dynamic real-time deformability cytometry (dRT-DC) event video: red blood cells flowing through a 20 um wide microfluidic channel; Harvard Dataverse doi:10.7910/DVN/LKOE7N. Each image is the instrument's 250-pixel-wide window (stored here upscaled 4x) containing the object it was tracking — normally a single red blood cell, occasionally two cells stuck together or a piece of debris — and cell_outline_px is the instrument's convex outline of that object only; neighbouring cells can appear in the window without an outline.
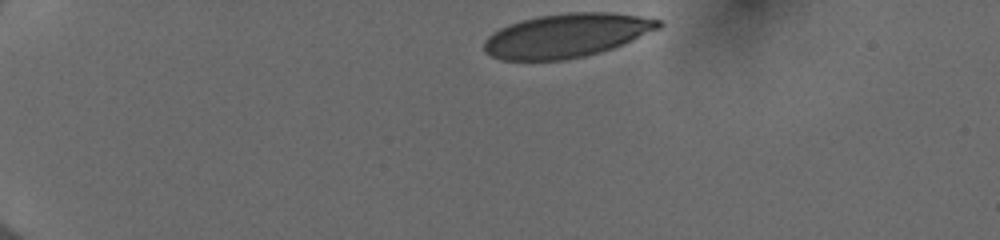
{"species": "human", "species_latin": "Homo sapiens", "temperature_condition": "cold", "stored_images_in_passage": 36, "camera_frame_rate_fps": 3000, "um_per_image_px": 0.085, "donor": {"sex": "female"}, "frame": {"image": 1, "passage_image": 1, "time_ms": 0.0, "image_size_px": [1000, 240], "cell_outline_px": [[664, 24], [660, 28], [624, 44], [600, 52], [584, 56], [564, 60], [500, 60], [484, 52], [484, 40], [492, 32], [508, 24], [540, 16], [568, 12], [608, 12], [640, 16], [660, 20]], "centroid_in_image_um": [48.15, 3.02], "position_along_channel_um": 36.8, "area_um2": 44.56}}
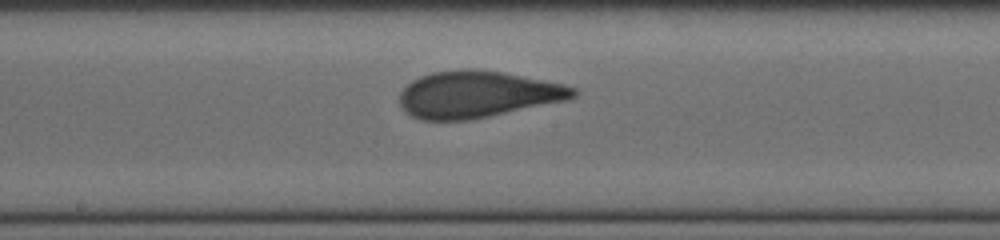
{"frame": {"image": 2, "passage_image": 20, "time_ms": 6.333, "image_size_px": [1000, 240], "cell_outline_px": [[580, 92], [576, 96], [568, 100], [468, 120], [420, 120], [404, 112], [400, 104], [400, 92], [412, 80], [420, 76], [432, 72], [468, 68], [504, 72], [564, 84], [576, 88]], "centroid_in_image_um": [40.59, 8.02], "position_along_channel_um": 207.6, "area_um2": 47.34}}
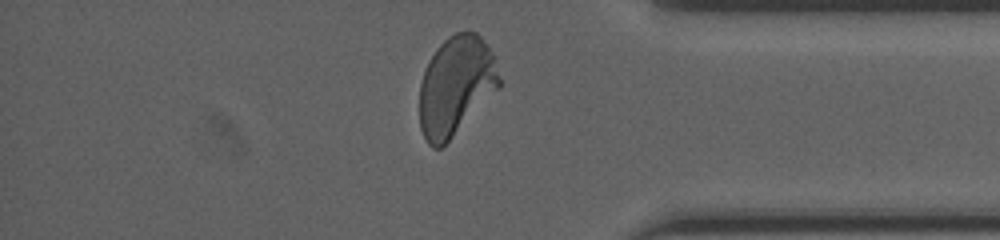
{"frame": {"image": 3, "passage_image": 35, "time_ms": 11.333, "image_size_px": [1000, 240], "cell_outline_px": [[500, 88], [440, 148], [432, 148], [428, 144], [420, 128], [420, 84], [424, 72], [436, 48], [448, 36], [456, 32], [476, 32], [480, 36], [492, 52], [500, 76]], "centroid_in_image_um": [38.75, 7.28], "position_along_channel_um": 396.4, "area_um2": 45.6}, "authors_computed_cell_mechanics": {"area_um2": 46.3267, "velocity_mm_per_s": 3.9856, "shape_relaxation_time_tau1_ms": 5.5052, "shape_relaxation_time_tau2_ms": null, "deformation_change_tau1": 0.2016, "deformation_change_tau2": null}}